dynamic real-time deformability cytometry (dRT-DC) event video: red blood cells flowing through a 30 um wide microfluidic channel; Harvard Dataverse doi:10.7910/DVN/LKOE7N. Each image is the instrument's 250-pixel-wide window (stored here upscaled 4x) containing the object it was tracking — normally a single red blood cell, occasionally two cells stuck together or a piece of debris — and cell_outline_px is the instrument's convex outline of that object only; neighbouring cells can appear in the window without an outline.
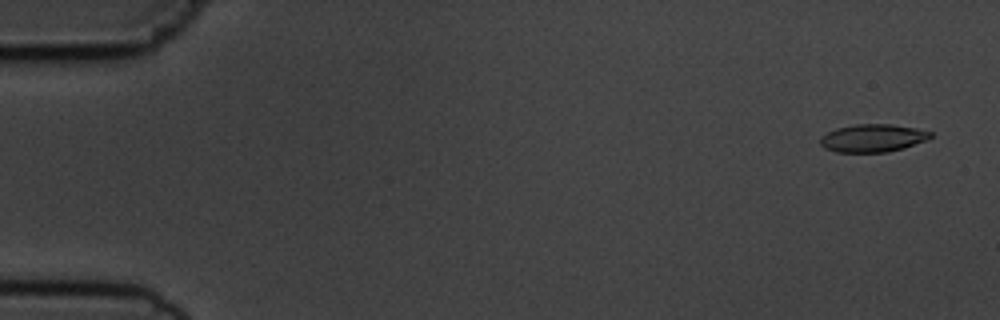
{"species": "common noctule bat (a hibernating species)", "species_latin": "Nyctalus noctula", "temperature_condition": "cold", "stored_images_in_passage": 5, "camera_frame_rate_fps": 3000, "um_per_image_px": 0.085, "animal": {"sex": "male", "body_mass_g": 19.5, "forearm_length_mm": 54.6}, "frame": {"image": 1, "passage_image": 1, "time_ms": 0.0, "image_size_px": [1000, 320], "cell_outline_px": [[932, 136], [928, 140], [904, 148], [888, 152], [836, 152], [824, 148], [820, 144], [820, 136], [836, 128], [856, 124], [892, 124], [916, 128], [932, 132]], "centroid_in_image_um": [74.19, 11.74], "position_along_channel_um": 10.8, "area_um2": 18.03}}
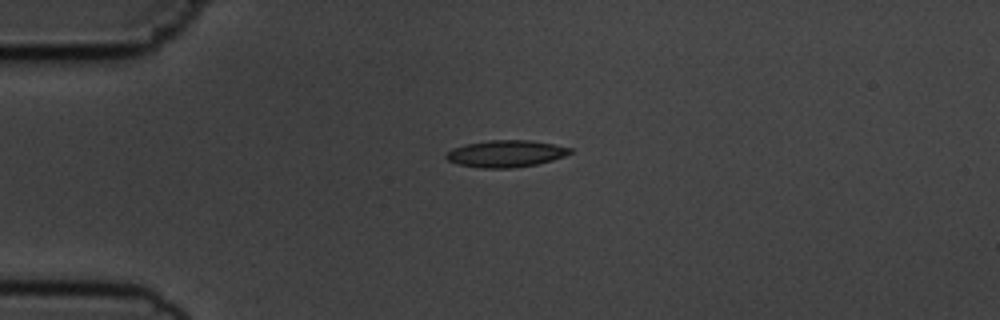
{"frame": {"image": 2, "passage_image": 4, "time_ms": 3.667, "image_size_px": [1000, 320], "cell_outline_px": [[572, 152], [564, 156], [552, 160], [536, 164], [512, 168], [480, 168], [456, 164], [448, 160], [444, 156], [444, 152], [452, 148], [468, 144], [488, 140], [532, 140], [572, 148]], "centroid_in_image_um": [42.95, 13.06], "position_along_channel_um": 42.0, "area_um2": 19.48}}